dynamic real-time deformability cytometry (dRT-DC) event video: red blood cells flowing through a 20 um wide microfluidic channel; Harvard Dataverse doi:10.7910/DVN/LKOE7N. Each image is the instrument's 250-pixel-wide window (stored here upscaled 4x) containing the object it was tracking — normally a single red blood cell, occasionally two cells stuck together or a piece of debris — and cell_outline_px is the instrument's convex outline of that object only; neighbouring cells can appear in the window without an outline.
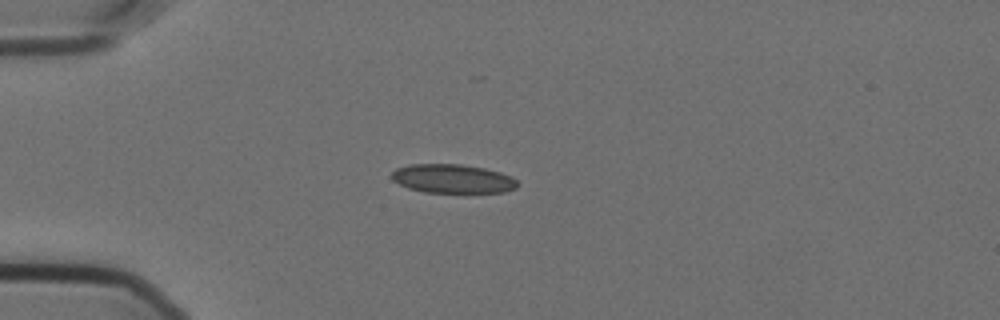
{"species": "Egyptian fruit bat (a non-hibernating species)", "species_latin": "Rousettus aegyptiacus", "temperature_condition": "cold", "stored_images_in_passage": 30, "camera_frame_rate_fps": 3000, "um_per_image_px": 0.085, "animal": {"sex": "female"}, "frame": {"image": 1, "passage_image": 1, "time_ms": 0.0, "image_size_px": [1000, 320], "cell_outline_px": [[520, 184], [516, 188], [504, 192], [424, 192], [408, 188], [392, 180], [392, 172], [396, 168], [408, 164], [460, 164], [484, 168], [500, 172], [512, 176]], "centroid_in_image_um": [38.48, 15.18], "position_along_channel_um": 46.5, "area_um2": 21.21}}
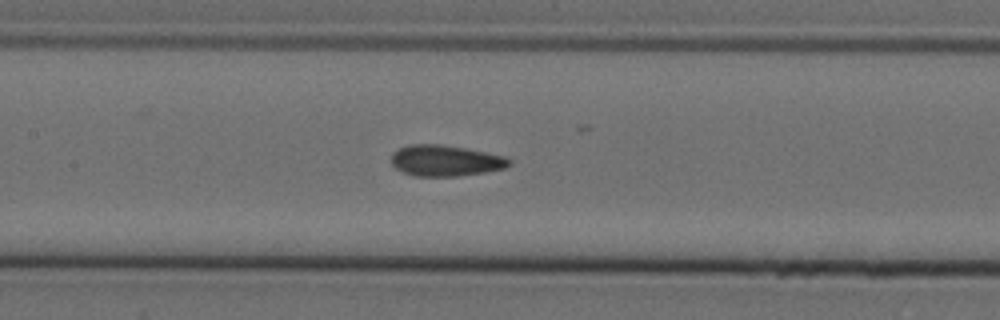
{"frame": {"image": 2, "passage_image": 13, "time_ms": 4.0, "image_size_px": [1000, 320], "cell_outline_px": [[512, 164], [504, 168], [484, 172], [456, 176], [412, 176], [396, 168], [392, 164], [392, 152], [408, 144], [440, 144], [464, 148], [504, 156], [512, 160]], "centroid_in_image_um": [37.85, 13.65], "position_along_channel_um": 169.5, "area_um2": 21.21}}
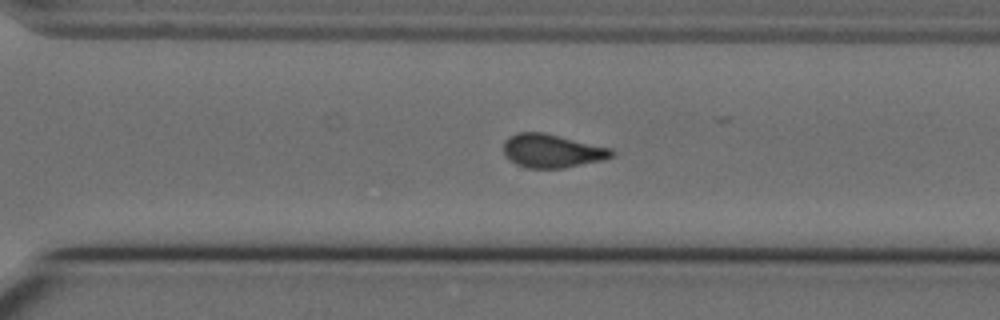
{"frame": {"image": 3, "passage_image": 26, "time_ms": 8.333, "image_size_px": [1000, 320], "cell_outline_px": [[616, 156], [604, 160], [564, 168], [528, 168], [516, 164], [508, 160], [504, 156], [504, 140], [508, 136], [516, 132], [544, 132], [612, 148], [616, 152]], "centroid_in_image_um": [46.94, 12.82], "position_along_channel_um": 323.7, "area_um2": 21.56}}